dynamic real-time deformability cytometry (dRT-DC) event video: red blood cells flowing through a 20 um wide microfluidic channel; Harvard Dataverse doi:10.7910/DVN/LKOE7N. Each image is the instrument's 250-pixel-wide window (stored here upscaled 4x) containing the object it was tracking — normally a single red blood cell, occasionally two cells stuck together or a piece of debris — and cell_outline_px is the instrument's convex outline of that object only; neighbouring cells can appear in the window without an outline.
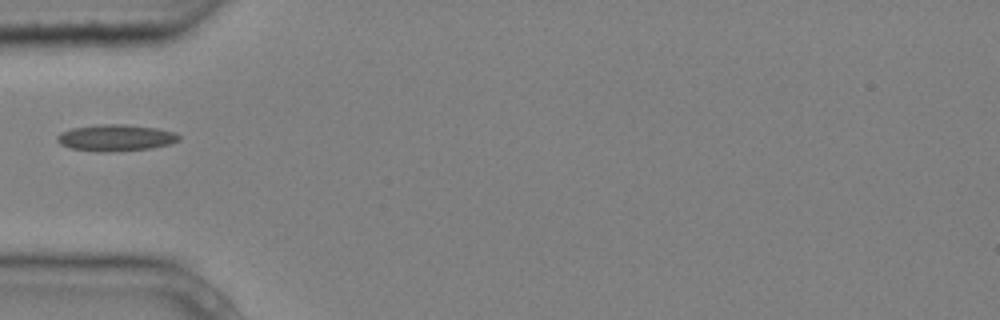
{"species": "common noctule bat (a hibernating species)", "species_latin": "Nyctalus noctula", "temperature_condition": "cold", "stored_images_in_passage": 1, "camera_frame_rate_fps": 3000, "um_per_image_px": 0.085, "animal": {"sex": "male", "body_mass_g": 20.4}, "frame": {"image": 1, "passage_image": 1, "time_ms": 0.0, "image_size_px": [1000, 320], "cell_outline_px": [[180, 140], [168, 144], [148, 148], [108, 152], [96, 152], [72, 148], [60, 144], [56, 140], [56, 136], [60, 132], [72, 128], [100, 124], [124, 124], [156, 128], [176, 132], [180, 136]], "centroid_in_image_um": [9.81, 11.7], "position_along_channel_um": 75.2, "area_um2": 18.79}}